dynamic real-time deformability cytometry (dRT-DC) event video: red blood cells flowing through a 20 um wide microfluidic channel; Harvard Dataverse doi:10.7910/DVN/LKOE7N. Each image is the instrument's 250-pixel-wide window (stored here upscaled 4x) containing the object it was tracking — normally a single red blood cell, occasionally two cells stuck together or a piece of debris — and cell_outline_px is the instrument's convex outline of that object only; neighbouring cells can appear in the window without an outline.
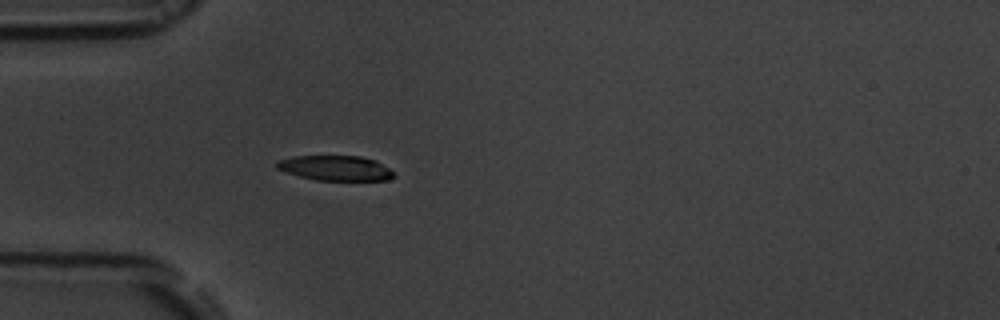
{"species": "common noctule bat (a hibernating species)", "species_latin": "Nyctalus noctula", "temperature_condition": "room temperature", "stored_images_in_passage": 40, "camera_frame_rate_fps": 3000, "um_per_image_px": 0.085, "animal": {"sex": "male", "body_mass_g": 19.5, "forearm_length_mm": 54.6}, "frame": {"image": 1, "passage_image": 1, "time_ms": 0.0, "image_size_px": [1000, 320], "cell_outline_px": [[396, 176], [388, 180], [316, 180], [300, 176], [276, 168], [276, 164], [280, 160], [292, 156], [360, 156], [376, 160], [388, 168]], "centroid_in_image_um": [28.54, 14.28], "position_along_channel_um": 56.5, "area_um2": 16.88}}
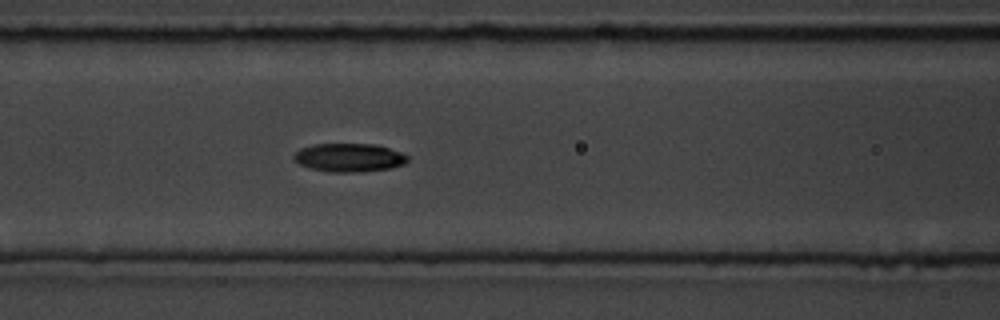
{"frame": {"image": 2, "passage_image": 8, "time_ms": 2.333, "image_size_px": [1000, 320], "cell_outline_px": [[408, 160], [404, 164], [392, 168], [360, 172], [328, 172], [312, 168], [300, 164], [292, 156], [300, 148], [312, 144], [376, 144], [400, 152], [408, 156]], "centroid_in_image_um": [29.68, 13.39], "position_along_channel_um": 136.9, "area_um2": 18.84}}
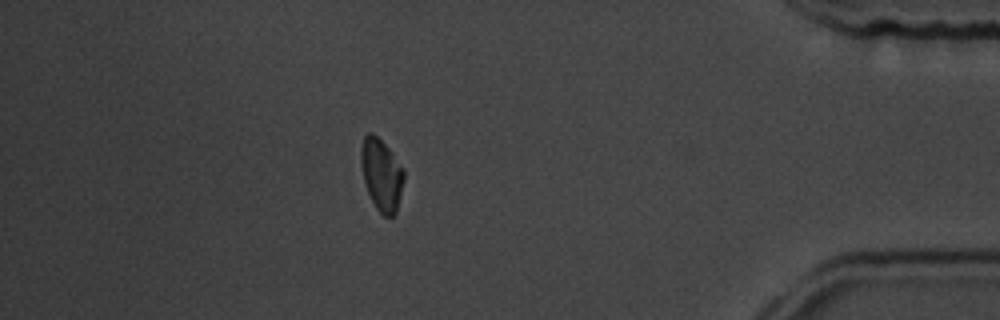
{"frame": {"image": 3, "passage_image": 33, "time_ms": 10.667, "image_size_px": [1000, 320], "cell_outline_px": [[404, 180], [396, 212], [392, 216], [384, 216], [376, 208], [368, 192], [364, 180], [360, 160], [360, 148], [364, 136], [368, 132], [372, 132], [388, 148], [404, 168]], "centroid_in_image_um": [32.42, 14.82], "position_along_channel_um": 402.8, "area_um2": 17.86}, "authors_computed_cell_mechanics": {"area_um2": 18.3226, "velocity_mm_per_s": 3.7037, "shape_relaxation_time_tau1_ms": 2.6719, "shape_relaxation_time_tau2_ms": null, "deformation_change_tau1": 0.1097, "deformation_change_tau2": null}}